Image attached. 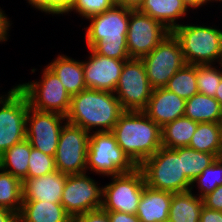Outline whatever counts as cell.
I'll list each match as a JSON object with an SVG mask.
<instances>
[{
  "label": "cell",
  "instance_id": "42",
  "mask_svg": "<svg viewBox=\"0 0 222 222\" xmlns=\"http://www.w3.org/2000/svg\"><path fill=\"white\" fill-rule=\"evenodd\" d=\"M0 222H18V214L0 207Z\"/></svg>",
  "mask_w": 222,
  "mask_h": 222
},
{
  "label": "cell",
  "instance_id": "38",
  "mask_svg": "<svg viewBox=\"0 0 222 222\" xmlns=\"http://www.w3.org/2000/svg\"><path fill=\"white\" fill-rule=\"evenodd\" d=\"M11 22L12 21H10L8 15H6L0 7V43H3L4 41L7 42V40L9 39V31L11 30L10 28H12Z\"/></svg>",
  "mask_w": 222,
  "mask_h": 222
},
{
  "label": "cell",
  "instance_id": "46",
  "mask_svg": "<svg viewBox=\"0 0 222 222\" xmlns=\"http://www.w3.org/2000/svg\"><path fill=\"white\" fill-rule=\"evenodd\" d=\"M7 94L5 93V95H1L0 94V101L6 96Z\"/></svg>",
  "mask_w": 222,
  "mask_h": 222
},
{
  "label": "cell",
  "instance_id": "4",
  "mask_svg": "<svg viewBox=\"0 0 222 222\" xmlns=\"http://www.w3.org/2000/svg\"><path fill=\"white\" fill-rule=\"evenodd\" d=\"M138 168L142 171L145 185L155 190L182 193L191 190V181L182 172V147L159 148Z\"/></svg>",
  "mask_w": 222,
  "mask_h": 222
},
{
  "label": "cell",
  "instance_id": "47",
  "mask_svg": "<svg viewBox=\"0 0 222 222\" xmlns=\"http://www.w3.org/2000/svg\"><path fill=\"white\" fill-rule=\"evenodd\" d=\"M154 222H171L170 220H164V221H154Z\"/></svg>",
  "mask_w": 222,
  "mask_h": 222
},
{
  "label": "cell",
  "instance_id": "10",
  "mask_svg": "<svg viewBox=\"0 0 222 222\" xmlns=\"http://www.w3.org/2000/svg\"><path fill=\"white\" fill-rule=\"evenodd\" d=\"M103 187L102 208L106 211H119L136 214L145 185L142 171H134L110 177Z\"/></svg>",
  "mask_w": 222,
  "mask_h": 222
},
{
  "label": "cell",
  "instance_id": "33",
  "mask_svg": "<svg viewBox=\"0 0 222 222\" xmlns=\"http://www.w3.org/2000/svg\"><path fill=\"white\" fill-rule=\"evenodd\" d=\"M113 0H71L70 5L64 11V15L71 12L77 13L80 18L87 20L90 17L101 14L114 6ZM70 12V13H69Z\"/></svg>",
  "mask_w": 222,
  "mask_h": 222
},
{
  "label": "cell",
  "instance_id": "27",
  "mask_svg": "<svg viewBox=\"0 0 222 222\" xmlns=\"http://www.w3.org/2000/svg\"><path fill=\"white\" fill-rule=\"evenodd\" d=\"M31 148L27 139L13 145L0 156V168L23 182L27 179Z\"/></svg>",
  "mask_w": 222,
  "mask_h": 222
},
{
  "label": "cell",
  "instance_id": "34",
  "mask_svg": "<svg viewBox=\"0 0 222 222\" xmlns=\"http://www.w3.org/2000/svg\"><path fill=\"white\" fill-rule=\"evenodd\" d=\"M28 164L27 179L41 177L56 171L54 156L44 154L33 147L31 148Z\"/></svg>",
  "mask_w": 222,
  "mask_h": 222
},
{
  "label": "cell",
  "instance_id": "7",
  "mask_svg": "<svg viewBox=\"0 0 222 222\" xmlns=\"http://www.w3.org/2000/svg\"><path fill=\"white\" fill-rule=\"evenodd\" d=\"M26 95L30 107L39 111L58 113L67 116L71 95L57 75L47 66L42 69L40 80L16 84Z\"/></svg>",
  "mask_w": 222,
  "mask_h": 222
},
{
  "label": "cell",
  "instance_id": "6",
  "mask_svg": "<svg viewBox=\"0 0 222 222\" xmlns=\"http://www.w3.org/2000/svg\"><path fill=\"white\" fill-rule=\"evenodd\" d=\"M86 163L87 173L108 178L138 167L118 145L112 132L90 133Z\"/></svg>",
  "mask_w": 222,
  "mask_h": 222
},
{
  "label": "cell",
  "instance_id": "20",
  "mask_svg": "<svg viewBox=\"0 0 222 222\" xmlns=\"http://www.w3.org/2000/svg\"><path fill=\"white\" fill-rule=\"evenodd\" d=\"M46 66L57 75L71 96L87 89L82 60L59 54Z\"/></svg>",
  "mask_w": 222,
  "mask_h": 222
},
{
  "label": "cell",
  "instance_id": "9",
  "mask_svg": "<svg viewBox=\"0 0 222 222\" xmlns=\"http://www.w3.org/2000/svg\"><path fill=\"white\" fill-rule=\"evenodd\" d=\"M141 60L153 89L164 88L169 79L187 64L181 45L172 32Z\"/></svg>",
  "mask_w": 222,
  "mask_h": 222
},
{
  "label": "cell",
  "instance_id": "25",
  "mask_svg": "<svg viewBox=\"0 0 222 222\" xmlns=\"http://www.w3.org/2000/svg\"><path fill=\"white\" fill-rule=\"evenodd\" d=\"M188 147L222 157V123L199 122Z\"/></svg>",
  "mask_w": 222,
  "mask_h": 222
},
{
  "label": "cell",
  "instance_id": "37",
  "mask_svg": "<svg viewBox=\"0 0 222 222\" xmlns=\"http://www.w3.org/2000/svg\"><path fill=\"white\" fill-rule=\"evenodd\" d=\"M203 205L211 210L222 211V185L203 197Z\"/></svg>",
  "mask_w": 222,
  "mask_h": 222
},
{
  "label": "cell",
  "instance_id": "15",
  "mask_svg": "<svg viewBox=\"0 0 222 222\" xmlns=\"http://www.w3.org/2000/svg\"><path fill=\"white\" fill-rule=\"evenodd\" d=\"M171 33L164 25L139 10L130 12L127 31V50L130 58L148 55Z\"/></svg>",
  "mask_w": 222,
  "mask_h": 222
},
{
  "label": "cell",
  "instance_id": "17",
  "mask_svg": "<svg viewBox=\"0 0 222 222\" xmlns=\"http://www.w3.org/2000/svg\"><path fill=\"white\" fill-rule=\"evenodd\" d=\"M186 100L166 88H155L152 90L144 113L160 127L170 123L177 118L183 117Z\"/></svg>",
  "mask_w": 222,
  "mask_h": 222
},
{
  "label": "cell",
  "instance_id": "29",
  "mask_svg": "<svg viewBox=\"0 0 222 222\" xmlns=\"http://www.w3.org/2000/svg\"><path fill=\"white\" fill-rule=\"evenodd\" d=\"M164 88L185 100L196 95L198 93L196 65L186 64L169 79Z\"/></svg>",
  "mask_w": 222,
  "mask_h": 222
},
{
  "label": "cell",
  "instance_id": "28",
  "mask_svg": "<svg viewBox=\"0 0 222 222\" xmlns=\"http://www.w3.org/2000/svg\"><path fill=\"white\" fill-rule=\"evenodd\" d=\"M23 182L0 168V207L17 214L23 202Z\"/></svg>",
  "mask_w": 222,
  "mask_h": 222
},
{
  "label": "cell",
  "instance_id": "40",
  "mask_svg": "<svg viewBox=\"0 0 222 222\" xmlns=\"http://www.w3.org/2000/svg\"><path fill=\"white\" fill-rule=\"evenodd\" d=\"M199 222H222V211L202 207Z\"/></svg>",
  "mask_w": 222,
  "mask_h": 222
},
{
  "label": "cell",
  "instance_id": "35",
  "mask_svg": "<svg viewBox=\"0 0 222 222\" xmlns=\"http://www.w3.org/2000/svg\"><path fill=\"white\" fill-rule=\"evenodd\" d=\"M31 7L52 16H63L71 0H26Z\"/></svg>",
  "mask_w": 222,
  "mask_h": 222
},
{
  "label": "cell",
  "instance_id": "18",
  "mask_svg": "<svg viewBox=\"0 0 222 222\" xmlns=\"http://www.w3.org/2000/svg\"><path fill=\"white\" fill-rule=\"evenodd\" d=\"M67 175L54 171L23 181V201L60 203Z\"/></svg>",
  "mask_w": 222,
  "mask_h": 222
},
{
  "label": "cell",
  "instance_id": "31",
  "mask_svg": "<svg viewBox=\"0 0 222 222\" xmlns=\"http://www.w3.org/2000/svg\"><path fill=\"white\" fill-rule=\"evenodd\" d=\"M197 186H196V185ZM222 185V157L216 158L215 161L207 168H205L199 176H197L191 183V190L198 187V195L203 198L211 193L217 186Z\"/></svg>",
  "mask_w": 222,
  "mask_h": 222
},
{
  "label": "cell",
  "instance_id": "16",
  "mask_svg": "<svg viewBox=\"0 0 222 222\" xmlns=\"http://www.w3.org/2000/svg\"><path fill=\"white\" fill-rule=\"evenodd\" d=\"M89 54L88 60H82L87 88L114 92L126 60L99 55L92 49H89Z\"/></svg>",
  "mask_w": 222,
  "mask_h": 222
},
{
  "label": "cell",
  "instance_id": "32",
  "mask_svg": "<svg viewBox=\"0 0 222 222\" xmlns=\"http://www.w3.org/2000/svg\"><path fill=\"white\" fill-rule=\"evenodd\" d=\"M196 78L198 92L214 97L222 79V64L196 65Z\"/></svg>",
  "mask_w": 222,
  "mask_h": 222
},
{
  "label": "cell",
  "instance_id": "2",
  "mask_svg": "<svg viewBox=\"0 0 222 222\" xmlns=\"http://www.w3.org/2000/svg\"><path fill=\"white\" fill-rule=\"evenodd\" d=\"M131 9L114 5L105 12L87 19L85 43L96 54L128 60L127 31Z\"/></svg>",
  "mask_w": 222,
  "mask_h": 222
},
{
  "label": "cell",
  "instance_id": "36",
  "mask_svg": "<svg viewBox=\"0 0 222 222\" xmlns=\"http://www.w3.org/2000/svg\"><path fill=\"white\" fill-rule=\"evenodd\" d=\"M72 222H110L108 212L102 207L72 217Z\"/></svg>",
  "mask_w": 222,
  "mask_h": 222
},
{
  "label": "cell",
  "instance_id": "5",
  "mask_svg": "<svg viewBox=\"0 0 222 222\" xmlns=\"http://www.w3.org/2000/svg\"><path fill=\"white\" fill-rule=\"evenodd\" d=\"M172 33L181 45L187 64H222V30L216 25L181 23Z\"/></svg>",
  "mask_w": 222,
  "mask_h": 222
},
{
  "label": "cell",
  "instance_id": "3",
  "mask_svg": "<svg viewBox=\"0 0 222 222\" xmlns=\"http://www.w3.org/2000/svg\"><path fill=\"white\" fill-rule=\"evenodd\" d=\"M112 133L121 149L137 166L162 147L161 127L144 111L125 110Z\"/></svg>",
  "mask_w": 222,
  "mask_h": 222
},
{
  "label": "cell",
  "instance_id": "30",
  "mask_svg": "<svg viewBox=\"0 0 222 222\" xmlns=\"http://www.w3.org/2000/svg\"><path fill=\"white\" fill-rule=\"evenodd\" d=\"M216 158L214 154L200 152L189 147H182V172L192 182Z\"/></svg>",
  "mask_w": 222,
  "mask_h": 222
},
{
  "label": "cell",
  "instance_id": "26",
  "mask_svg": "<svg viewBox=\"0 0 222 222\" xmlns=\"http://www.w3.org/2000/svg\"><path fill=\"white\" fill-rule=\"evenodd\" d=\"M197 125L198 122L185 116L165 124L161 127L162 146L170 149L188 147Z\"/></svg>",
  "mask_w": 222,
  "mask_h": 222
},
{
  "label": "cell",
  "instance_id": "22",
  "mask_svg": "<svg viewBox=\"0 0 222 222\" xmlns=\"http://www.w3.org/2000/svg\"><path fill=\"white\" fill-rule=\"evenodd\" d=\"M18 222H72L61 203L23 201Z\"/></svg>",
  "mask_w": 222,
  "mask_h": 222
},
{
  "label": "cell",
  "instance_id": "21",
  "mask_svg": "<svg viewBox=\"0 0 222 222\" xmlns=\"http://www.w3.org/2000/svg\"><path fill=\"white\" fill-rule=\"evenodd\" d=\"M188 10L182 0H145L139 8L141 13L160 22L170 32L181 25L178 20L187 16Z\"/></svg>",
  "mask_w": 222,
  "mask_h": 222
},
{
  "label": "cell",
  "instance_id": "43",
  "mask_svg": "<svg viewBox=\"0 0 222 222\" xmlns=\"http://www.w3.org/2000/svg\"><path fill=\"white\" fill-rule=\"evenodd\" d=\"M185 6L189 9L197 10L200 7L208 4V0H182Z\"/></svg>",
  "mask_w": 222,
  "mask_h": 222
},
{
  "label": "cell",
  "instance_id": "1",
  "mask_svg": "<svg viewBox=\"0 0 222 222\" xmlns=\"http://www.w3.org/2000/svg\"><path fill=\"white\" fill-rule=\"evenodd\" d=\"M124 111L114 92L87 88L71 96L66 120L89 133L112 132Z\"/></svg>",
  "mask_w": 222,
  "mask_h": 222
},
{
  "label": "cell",
  "instance_id": "13",
  "mask_svg": "<svg viewBox=\"0 0 222 222\" xmlns=\"http://www.w3.org/2000/svg\"><path fill=\"white\" fill-rule=\"evenodd\" d=\"M88 175H67L60 203L71 217L102 207L103 187Z\"/></svg>",
  "mask_w": 222,
  "mask_h": 222
},
{
  "label": "cell",
  "instance_id": "45",
  "mask_svg": "<svg viewBox=\"0 0 222 222\" xmlns=\"http://www.w3.org/2000/svg\"><path fill=\"white\" fill-rule=\"evenodd\" d=\"M214 2H217V3L219 2V3H221L222 0H208V4H209V3H214Z\"/></svg>",
  "mask_w": 222,
  "mask_h": 222
},
{
  "label": "cell",
  "instance_id": "11",
  "mask_svg": "<svg viewBox=\"0 0 222 222\" xmlns=\"http://www.w3.org/2000/svg\"><path fill=\"white\" fill-rule=\"evenodd\" d=\"M152 90L143 61L137 58L126 60L114 91L122 108L143 111L148 105Z\"/></svg>",
  "mask_w": 222,
  "mask_h": 222
},
{
  "label": "cell",
  "instance_id": "8",
  "mask_svg": "<svg viewBox=\"0 0 222 222\" xmlns=\"http://www.w3.org/2000/svg\"><path fill=\"white\" fill-rule=\"evenodd\" d=\"M29 106L26 95L16 85L0 101V156L26 139Z\"/></svg>",
  "mask_w": 222,
  "mask_h": 222
},
{
  "label": "cell",
  "instance_id": "14",
  "mask_svg": "<svg viewBox=\"0 0 222 222\" xmlns=\"http://www.w3.org/2000/svg\"><path fill=\"white\" fill-rule=\"evenodd\" d=\"M66 123V117L61 114L39 111L29 106L26 117V139L33 148L55 156L59 136Z\"/></svg>",
  "mask_w": 222,
  "mask_h": 222
},
{
  "label": "cell",
  "instance_id": "23",
  "mask_svg": "<svg viewBox=\"0 0 222 222\" xmlns=\"http://www.w3.org/2000/svg\"><path fill=\"white\" fill-rule=\"evenodd\" d=\"M203 198L192 191L173 193L169 210L171 222H199Z\"/></svg>",
  "mask_w": 222,
  "mask_h": 222
},
{
  "label": "cell",
  "instance_id": "24",
  "mask_svg": "<svg viewBox=\"0 0 222 222\" xmlns=\"http://www.w3.org/2000/svg\"><path fill=\"white\" fill-rule=\"evenodd\" d=\"M184 116L198 123H222V106L214 97L198 92L186 100Z\"/></svg>",
  "mask_w": 222,
  "mask_h": 222
},
{
  "label": "cell",
  "instance_id": "39",
  "mask_svg": "<svg viewBox=\"0 0 222 222\" xmlns=\"http://www.w3.org/2000/svg\"><path fill=\"white\" fill-rule=\"evenodd\" d=\"M110 222H141L136 214H128L119 211H107Z\"/></svg>",
  "mask_w": 222,
  "mask_h": 222
},
{
  "label": "cell",
  "instance_id": "19",
  "mask_svg": "<svg viewBox=\"0 0 222 222\" xmlns=\"http://www.w3.org/2000/svg\"><path fill=\"white\" fill-rule=\"evenodd\" d=\"M172 192L144 187L136 216L141 222L169 220Z\"/></svg>",
  "mask_w": 222,
  "mask_h": 222
},
{
  "label": "cell",
  "instance_id": "12",
  "mask_svg": "<svg viewBox=\"0 0 222 222\" xmlns=\"http://www.w3.org/2000/svg\"><path fill=\"white\" fill-rule=\"evenodd\" d=\"M89 138L87 130L67 122L61 130L54 156L56 170L66 175L86 173Z\"/></svg>",
  "mask_w": 222,
  "mask_h": 222
},
{
  "label": "cell",
  "instance_id": "44",
  "mask_svg": "<svg viewBox=\"0 0 222 222\" xmlns=\"http://www.w3.org/2000/svg\"><path fill=\"white\" fill-rule=\"evenodd\" d=\"M214 98L220 103L222 106V79L218 85V88L216 89V93Z\"/></svg>",
  "mask_w": 222,
  "mask_h": 222
},
{
  "label": "cell",
  "instance_id": "41",
  "mask_svg": "<svg viewBox=\"0 0 222 222\" xmlns=\"http://www.w3.org/2000/svg\"><path fill=\"white\" fill-rule=\"evenodd\" d=\"M117 6L126 7L131 10H139L145 0H113Z\"/></svg>",
  "mask_w": 222,
  "mask_h": 222
}]
</instances>
